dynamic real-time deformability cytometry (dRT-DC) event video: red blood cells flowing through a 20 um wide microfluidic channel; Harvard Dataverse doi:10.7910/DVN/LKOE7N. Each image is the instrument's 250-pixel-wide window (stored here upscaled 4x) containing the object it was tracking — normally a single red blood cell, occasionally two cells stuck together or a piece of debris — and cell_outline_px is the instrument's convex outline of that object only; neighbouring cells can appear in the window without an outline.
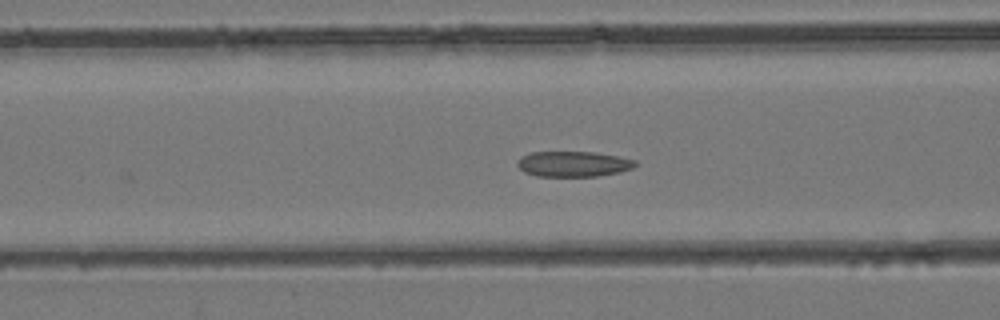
{"species": "common noctule bat (a hibernating species)", "species_latin": "Nyctalus noctula", "temperature_condition": "room temperature", "stored_images_in_passage": 22, "camera_frame_rate_fps": 3000, "um_per_image_px": 0.085, "animal": {"sex": "female", "body_mass_g": 24.6, "forearm_length_mm": 56.2}, "frame": {"image": 1, "passage_image": 18, "time_ms": 5.667, "image_size_px": [1000, 320], "cell_outline_px": [[636, 164], [632, 168], [620, 172], [596, 176], [536, 176], [524, 172], [516, 164], [520, 156], [528, 152], [596, 152], [636, 160]], "centroid_in_image_um": [48.69, 13.93], "position_along_channel_um": 117.9, "area_um2": 17.51}}
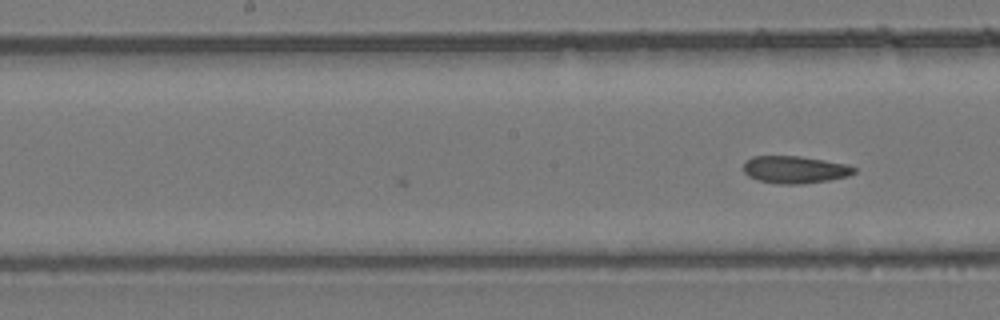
{"frame": {"image": 2, "passage_image": 22, "time_ms": 7.0, "image_size_px": [1000, 320], "cell_outline_px": [[856, 172], [848, 176], [828, 180], [800, 184], [776, 184], [756, 180], [748, 176], [744, 172], [744, 160], [752, 156], [800, 156], [824, 160], [844, 164], [856, 168]], "centroid_in_image_um": [67.51, 14.42], "position_along_channel_um": 180.7, "area_um2": 17.69}}